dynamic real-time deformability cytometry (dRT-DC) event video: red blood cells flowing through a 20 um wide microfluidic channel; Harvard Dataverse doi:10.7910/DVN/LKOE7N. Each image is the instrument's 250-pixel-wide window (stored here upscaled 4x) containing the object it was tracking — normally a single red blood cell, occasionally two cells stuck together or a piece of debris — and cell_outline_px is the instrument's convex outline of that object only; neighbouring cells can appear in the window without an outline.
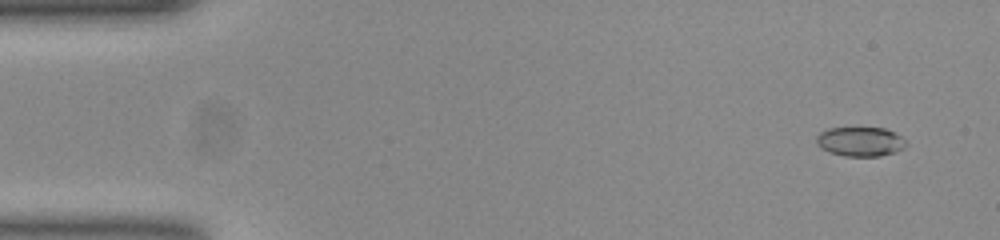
{"species": "common noctule bat (a hibernating species)", "species_latin": "Nyctalus noctula", "temperature_condition": "room temperature", "stored_images_in_passage": 53, "camera_frame_rate_fps": 3000, "um_per_image_px": 0.085, "animal": {"sex": "female", "body_mass_g": 23.0, "forearm_length_mm": 53.4}, "frame": {"image": 1, "passage_image": 4, "time_ms": 1.0, "image_size_px": [1000, 240], "cell_outline_px": [[908, 144], [904, 148], [896, 152], [880, 156], [844, 156], [828, 152], [820, 148], [816, 144], [816, 136], [820, 132], [828, 128], [884, 128], [900, 136]], "centroid_in_image_um": [73.09, 12.04], "position_along_channel_um": 11.9, "area_um2": 15.43}}
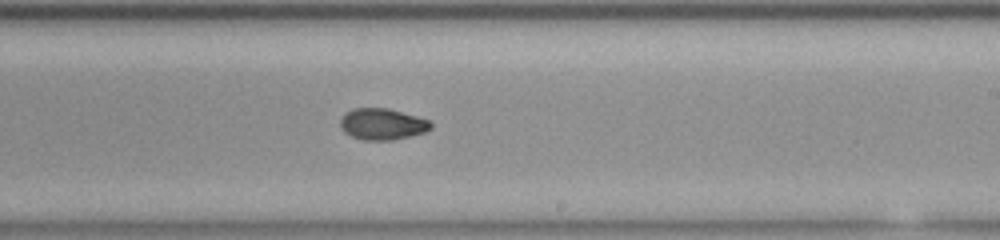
{"frame": {"image": 2, "passage_image": 32, "time_ms": 10.333, "image_size_px": [1000, 240], "cell_outline_px": [[432, 128], [424, 132], [392, 140], [364, 140], [352, 136], [344, 132], [340, 128], [340, 120], [344, 112], [352, 108], [388, 108], [432, 120]], "centroid_in_image_um": [32.49, 10.53], "position_along_channel_um": 256.5, "area_um2": 16.7}}
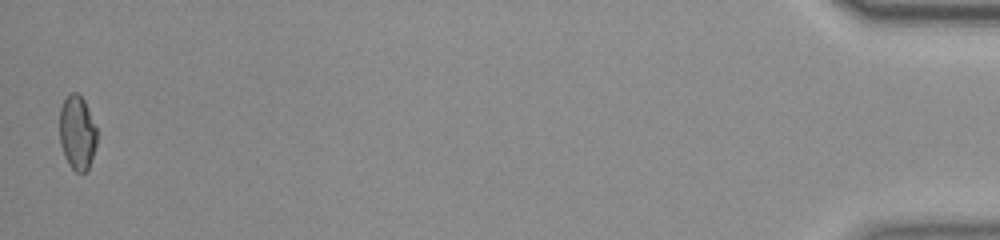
{"frame": {"image": 3, "passage_image": 53, "time_ms": 17.333, "image_size_px": [1000, 240], "cell_outline_px": [[96, 144], [88, 168], [84, 172], [76, 172], [68, 164], [64, 156], [60, 144], [60, 108], [68, 92], [76, 92], [84, 100], [96, 128]], "centroid_in_image_um": [6.54, 11.26], "position_along_channel_um": 428.7, "area_um2": 16.01}, "authors_computed_cell_mechanics": {"area_um2": 16.4152, "velocity_mm_per_s": 3.8732, "shape_relaxation_time_tau1_ms": null, "shape_relaxation_time_tau2_ms": 2.7989, "deformation_change_tau1": null, "deformation_change_tau2": 0.061}}